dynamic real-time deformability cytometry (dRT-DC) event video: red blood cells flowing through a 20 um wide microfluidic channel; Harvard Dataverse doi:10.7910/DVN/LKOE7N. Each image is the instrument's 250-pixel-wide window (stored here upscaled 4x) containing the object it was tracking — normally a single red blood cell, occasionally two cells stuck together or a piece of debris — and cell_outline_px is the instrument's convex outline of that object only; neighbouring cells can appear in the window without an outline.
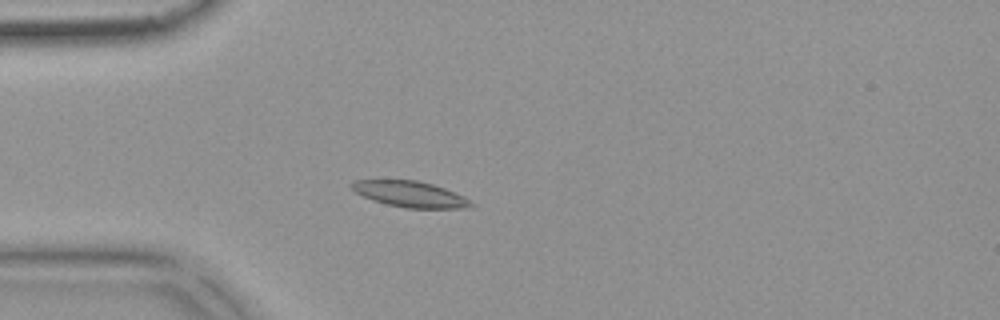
{"species": "common noctule bat (a hibernating species)", "species_latin": "Nyctalus noctula", "temperature_condition": "warm", "stored_images_in_passage": 53, "camera_frame_rate_fps": 3000, "um_per_image_px": 0.085, "animal": {"sex": "female", "body_mass_g": 18.4}, "frame": {"image": 1, "passage_image": 14, "time_ms": 4.333, "image_size_px": [1000, 320], "cell_outline_px": [[476, 204], [464, 208], [404, 208], [372, 200], [356, 192], [348, 184], [356, 180], [416, 180], [432, 184], [444, 188], [464, 196]], "centroid_in_image_um": [34.87, 16.5], "position_along_channel_um": 50.1, "area_um2": 17.92}}
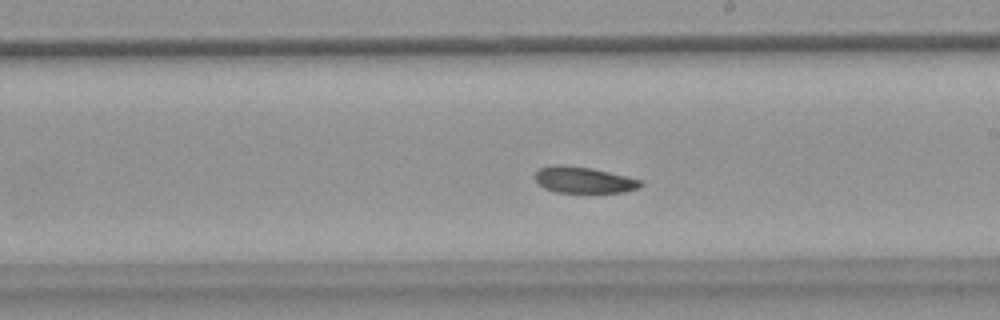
{"frame": {"image": 2, "passage_image": 30, "time_ms": 9.667, "image_size_px": [1000, 320], "cell_outline_px": [[644, 184], [640, 188], [624, 192], [556, 192], [544, 188], [536, 180], [536, 172], [540, 168], [552, 164], [592, 168], [628, 176], [644, 180]], "centroid_in_image_um": [49.69, 15.29], "position_along_channel_um": 239.3, "area_um2": 16.18}}
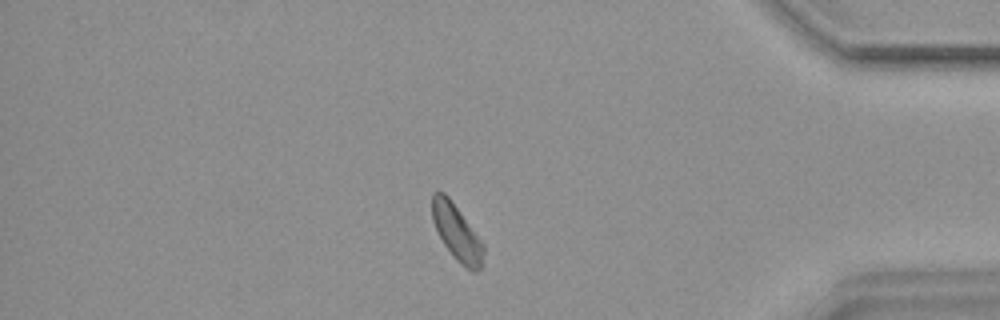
{"frame": {"image": 3, "passage_image": 45, "time_ms": 14.667, "image_size_px": [1000, 320], "cell_outline_px": [[484, 252], [480, 268], [476, 272], [472, 272], [460, 264], [452, 256], [444, 244], [432, 220], [432, 192], [444, 192], [448, 196], [484, 244]], "centroid_in_image_um": [38.82, 19.79], "position_along_channel_um": 396.4, "area_um2": 16.53}, "authors_computed_cell_mechanics": {"area_um2": 17.2822, "velocity_mm_per_s": 3.7799, "shape_relaxation_time_tau1_ms": 4.607, "shape_relaxation_time_tau2_ms": 9.7476, "deformation_change_tau1": 0.097, "deformation_change_tau2": 0.1596}}